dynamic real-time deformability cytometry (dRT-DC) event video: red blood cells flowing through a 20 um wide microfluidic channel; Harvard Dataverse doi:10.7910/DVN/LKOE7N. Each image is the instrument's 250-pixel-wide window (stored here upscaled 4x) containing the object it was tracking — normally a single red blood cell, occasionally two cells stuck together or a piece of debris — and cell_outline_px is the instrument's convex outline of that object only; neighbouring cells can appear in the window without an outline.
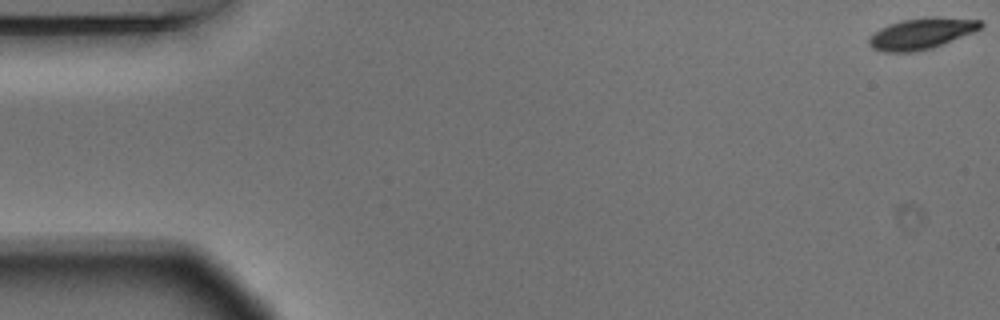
{"species": "Egyptian fruit bat (a non-hibernating species)", "species_latin": "Rousettus aegyptiacus", "temperature_condition": "warm", "stored_images_in_passage": 55, "camera_frame_rate_fps": 3000, "um_per_image_px": 0.085, "animal": {"sex": "male"}, "frame": {"image": 1, "passage_image": 1, "time_ms": 0.0, "image_size_px": [1000, 320], "cell_outline_px": [[984, 24], [980, 28], [972, 32], [932, 48], [916, 52], [884, 52], [872, 48], [868, 44], [868, 40], [880, 28], [904, 20], [980, 20]], "centroid_in_image_um": [78.23, 2.93], "position_along_channel_um": 6.8, "area_um2": 18.79}}
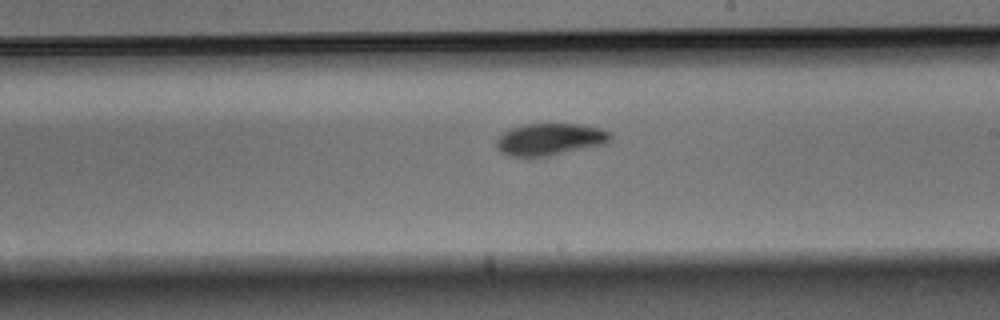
{"frame": {"image": 2, "passage_image": 32, "time_ms": 10.333, "image_size_px": [1000, 320], "cell_outline_px": [[612, 140], [604, 144], [532, 160], [528, 160], [512, 156], [500, 152], [496, 148], [496, 140], [508, 128], [524, 124], [580, 124], [600, 128], [612, 132]], "centroid_in_image_um": [46.71, 11.88], "position_along_channel_um": 242.3, "area_um2": 22.02}}
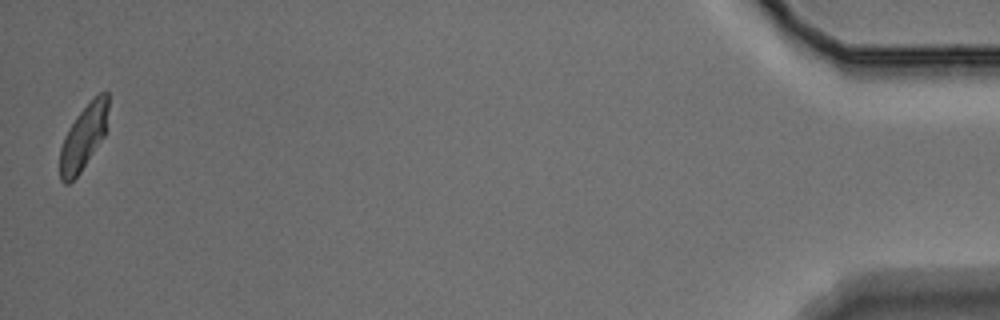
{"frame": {"image": 3, "passage_image": 55, "time_ms": 18.0, "image_size_px": [1000, 320], "cell_outline_px": [[108, 108], [104, 136], [80, 172], [68, 184], [64, 184], [60, 180], [60, 148], [64, 136], [76, 116], [100, 92], [108, 92]], "centroid_in_image_um": [7.08, 11.69], "position_along_channel_um": 428.1, "area_um2": 17.86}, "authors_computed_cell_mechanics": {"area_um2": 20.6924, "velocity_mm_per_s": 3.6518, "shape_relaxation_time_tau1_ms": 2.6683, "shape_relaxation_time_tau2_ms": 5.7871, "deformation_change_tau1": 0.1279, "deformation_change_tau2": 0.0656}}